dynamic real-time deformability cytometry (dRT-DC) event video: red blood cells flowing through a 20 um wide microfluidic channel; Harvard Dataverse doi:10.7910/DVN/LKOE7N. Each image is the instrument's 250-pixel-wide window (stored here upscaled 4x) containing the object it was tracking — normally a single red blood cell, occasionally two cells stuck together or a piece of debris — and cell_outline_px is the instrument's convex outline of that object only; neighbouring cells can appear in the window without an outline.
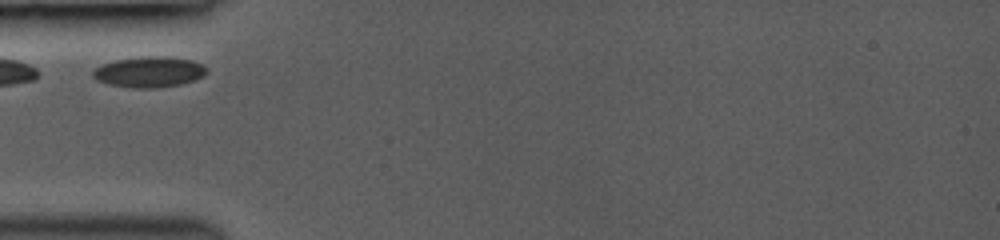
{"species": "common noctule bat (a hibernating species)", "species_latin": "Nyctalus noctula", "temperature_condition": "room temperature", "stored_images_in_passage": 21, "camera_frame_rate_fps": 3000, "um_per_image_px": 0.085, "animal": {"sex": "female", "body_mass_g": 19.0, "forearm_length_mm": 53.3}, "frame": {"image": 1, "passage_image": 1, "time_ms": 0.0, "image_size_px": [1000, 240], "cell_outline_px": [[208, 72], [204, 76], [180, 84], [156, 88], [132, 88], [108, 84], [96, 80], [92, 76], [92, 72], [96, 68], [104, 64], [116, 60], [140, 56], [164, 56], [192, 60], [204, 64], [208, 68]], "centroid_in_image_um": [12.7, 6.11], "position_along_channel_um": 72.3, "area_um2": 20.46}}
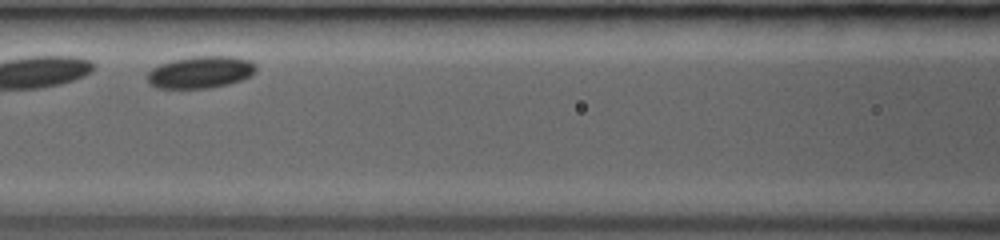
{"frame": {"image": 2, "passage_image": 7, "time_ms": 2.0, "image_size_px": [1000, 240], "cell_outline_px": [[256, 68], [244, 80], [228, 84], [208, 88], [156, 88], [148, 84], [148, 72], [152, 68], [160, 64], [172, 60], [192, 56], [232, 56], [248, 60], [256, 64]], "centroid_in_image_um": [17.02, 6.13], "position_along_channel_um": 149.6, "area_um2": 20.29}}
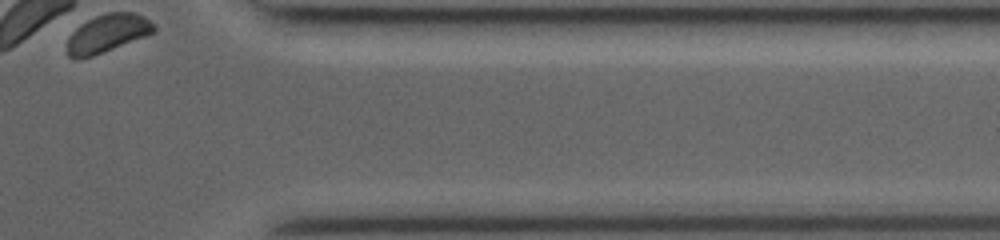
{"frame": {"image": 3, "passage_image": 21, "time_ms": 8.667, "image_size_px": [1000, 240], "cell_outline_px": [[156, 32], [148, 36], [92, 56], [76, 60], [68, 56], [68, 36], [76, 28], [88, 20], [96, 16], [108, 12], [132, 12], [144, 16], [156, 24]], "centroid_in_image_um": [9.18, 2.84], "position_along_channel_um": 402.2, "area_um2": 19.42}}